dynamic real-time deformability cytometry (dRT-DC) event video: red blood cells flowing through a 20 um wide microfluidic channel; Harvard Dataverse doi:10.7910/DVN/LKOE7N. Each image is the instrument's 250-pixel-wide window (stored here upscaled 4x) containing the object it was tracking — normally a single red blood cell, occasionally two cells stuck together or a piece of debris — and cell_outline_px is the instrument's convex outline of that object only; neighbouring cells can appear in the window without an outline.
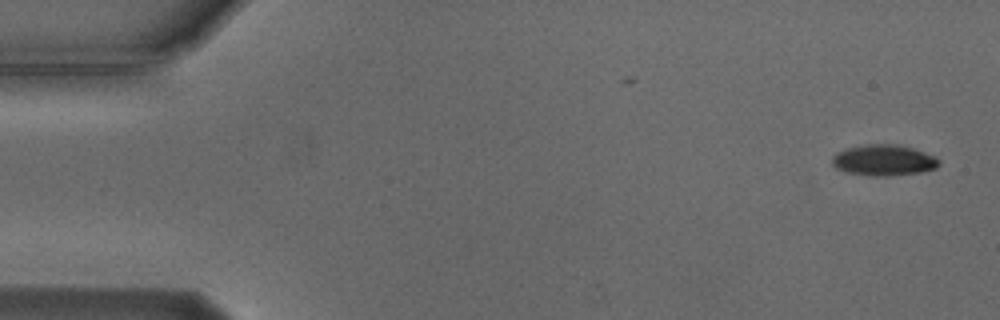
{"species": "Egyptian fruit bat (a non-hibernating species)", "species_latin": "Rousettus aegyptiacus", "temperature_condition": "cold", "stored_images_in_passage": 14, "camera_frame_rate_fps": 3000, "um_per_image_px": 0.085, "animal": {"sex": "male"}, "frame": {"image": 1, "passage_image": 1, "time_ms": 0.0, "image_size_px": [1000, 320], "cell_outline_px": [[940, 164], [936, 168], [920, 172], [888, 176], [868, 176], [844, 172], [836, 168], [832, 164], [832, 156], [836, 152], [848, 148], [868, 144], [896, 144], [912, 148], [932, 156], [940, 160]], "centroid_in_image_um": [75.07, 13.63], "position_along_channel_um": 9.9, "area_um2": 19.25}}
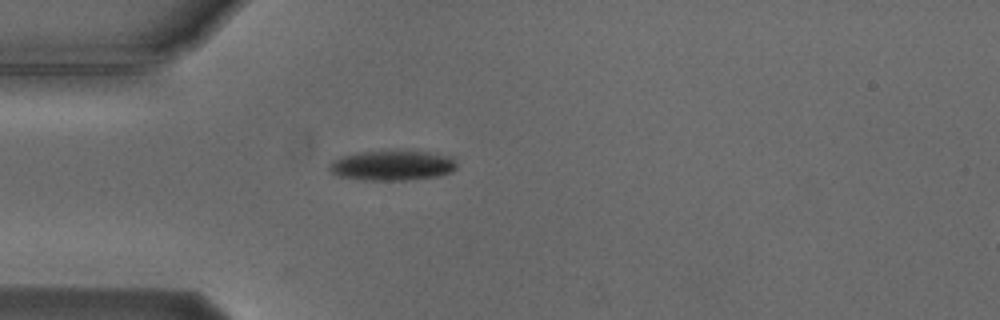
{"frame": {"image": 2, "passage_image": 14, "time_ms": 4.333, "image_size_px": [1000, 320], "cell_outline_px": [[456, 168], [452, 172], [440, 176], [408, 180], [364, 180], [336, 176], [328, 168], [328, 164], [332, 160], [340, 156], [360, 152], [396, 148], [400, 148], [428, 152], [452, 156], [456, 164]], "centroid_in_image_um": [33.34, 14.03], "position_along_channel_um": 51.7, "area_um2": 23.29}}